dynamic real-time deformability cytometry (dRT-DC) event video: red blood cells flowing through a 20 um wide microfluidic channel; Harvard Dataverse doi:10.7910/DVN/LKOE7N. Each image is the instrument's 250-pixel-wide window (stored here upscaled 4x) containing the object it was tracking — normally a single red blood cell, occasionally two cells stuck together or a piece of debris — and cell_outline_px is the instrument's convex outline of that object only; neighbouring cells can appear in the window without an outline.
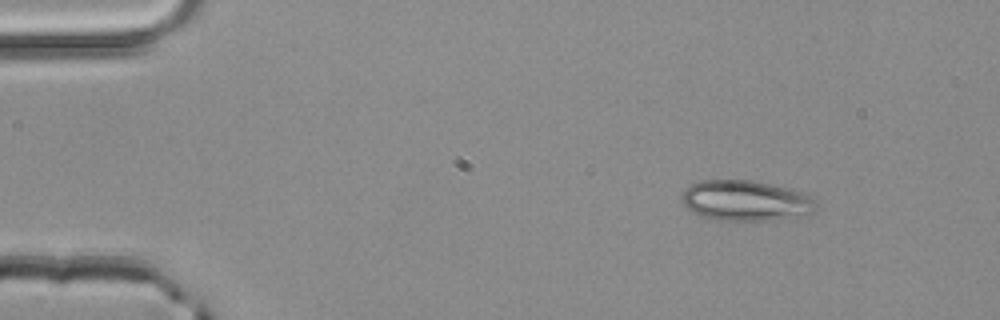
{"species": "common noctule bat (a hibernating species)", "species_latin": "Nyctalus noctula", "temperature_condition": "room temperature", "stored_images_in_passage": 2, "camera_frame_rate_fps": 3000, "um_per_image_px": 0.085, "animal": {"sex": "male", "body_mass_g": 20.4}, "frame": {"image": 1, "passage_image": 1, "time_ms": 0.0, "image_size_px": [1000, 320], "cell_outline_px": [[816, 208], [812, 212], [800, 216], [772, 220], [720, 220], [704, 216], [692, 212], [684, 204], [680, 196], [692, 184], [700, 180], [752, 180], [772, 184], [788, 188], [800, 192], [808, 196], [812, 200]], "centroid_in_image_um": [63.36, 17.05], "position_along_channel_um": 21.6, "area_um2": 31.21}}